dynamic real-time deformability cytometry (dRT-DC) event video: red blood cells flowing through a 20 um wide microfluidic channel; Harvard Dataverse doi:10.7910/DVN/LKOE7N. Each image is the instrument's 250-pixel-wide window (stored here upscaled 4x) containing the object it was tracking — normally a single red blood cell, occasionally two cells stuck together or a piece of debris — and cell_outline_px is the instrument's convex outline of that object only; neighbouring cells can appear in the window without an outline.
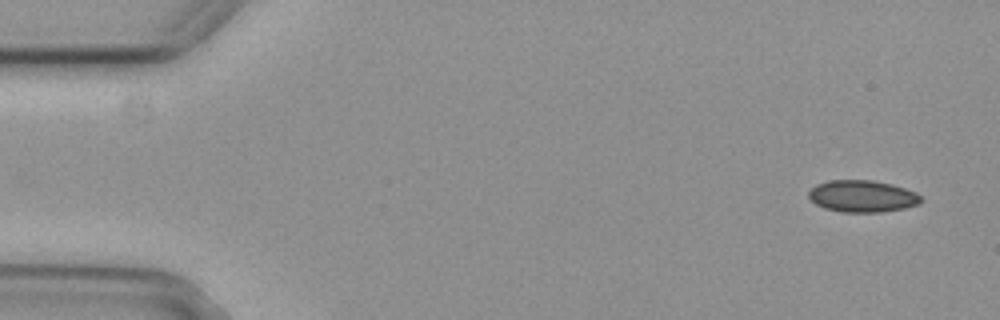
{"species": "common noctule bat (a hibernating species)", "species_latin": "Nyctalus noctula", "temperature_condition": "cold", "stored_images_in_passage": 4, "camera_frame_rate_fps": 3000, "um_per_image_px": 0.085, "animal": {"sex": "female", "body_mass_g": 29.2, "forearm_length_mm": 56.3}, "frame": {"image": 1, "passage_image": 1, "time_ms": 0.0, "image_size_px": [1000, 320], "cell_outline_px": [[924, 200], [920, 204], [904, 208], [880, 212], [844, 212], [824, 208], [816, 204], [808, 196], [808, 192], [816, 184], [828, 180], [872, 180], [892, 184], [916, 192]], "centroid_in_image_um": [73.31, 16.67], "position_along_channel_um": 11.7, "area_um2": 20.92}}